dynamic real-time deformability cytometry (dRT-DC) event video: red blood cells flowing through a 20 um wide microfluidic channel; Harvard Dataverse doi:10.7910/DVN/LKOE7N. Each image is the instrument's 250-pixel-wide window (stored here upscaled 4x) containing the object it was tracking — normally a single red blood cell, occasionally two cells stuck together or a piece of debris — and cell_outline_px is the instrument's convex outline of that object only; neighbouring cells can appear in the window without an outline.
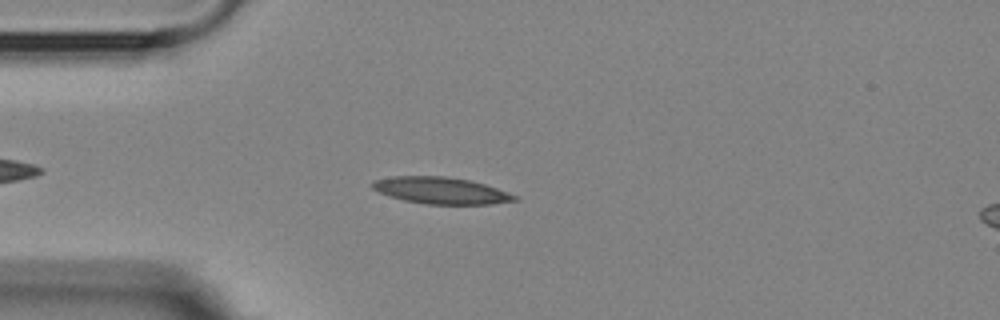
{"species": "Egyptian fruit bat (a non-hibernating species)", "species_latin": "Rousettus aegyptiacus", "temperature_condition": "room temperature", "stored_images_in_passage": 3, "camera_frame_rate_fps": 3000, "um_per_image_px": 0.085, "animal": {"sex": "female"}, "frame": {"image": 1, "passage_image": 3, "time_ms": 2.0, "image_size_px": [1000, 320], "cell_outline_px": [[520, 200], [492, 204], [424, 204], [404, 200], [388, 196], [372, 188], [372, 184], [376, 180], [392, 176], [448, 176], [468, 180], [484, 184], [508, 192], [516, 196]], "centroid_in_image_um": [37.49, 16.2], "position_along_channel_um": 47.5, "area_um2": 22.02}}